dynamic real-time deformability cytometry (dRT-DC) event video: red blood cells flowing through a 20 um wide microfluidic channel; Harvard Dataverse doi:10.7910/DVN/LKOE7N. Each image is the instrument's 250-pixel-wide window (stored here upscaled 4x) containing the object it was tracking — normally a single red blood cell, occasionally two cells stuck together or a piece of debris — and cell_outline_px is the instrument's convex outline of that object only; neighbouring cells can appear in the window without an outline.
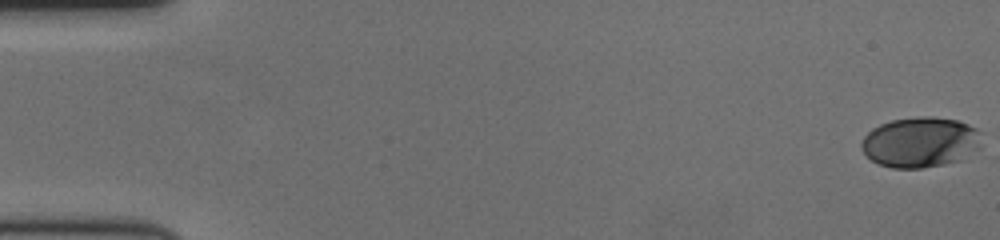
{"species": "human", "species_latin": "Homo sapiens", "temperature_condition": "cold", "stored_images_in_passage": 61, "camera_frame_rate_fps": 3000, "um_per_image_px": 0.085, "donor": {"sex": "female"}, "frame": {"image": 1, "passage_image": 1, "time_ms": 0.0, "image_size_px": [1000, 240], "cell_outline_px": [[984, 132], [980, 148], [964, 160], [944, 164], [920, 168], [892, 168], [880, 164], [872, 160], [860, 148], [860, 144], [864, 136], [872, 128], [880, 124], [892, 120], [920, 116], [932, 116], [956, 120], [968, 124]], "centroid_in_image_um": [78.29, 12.08], "position_along_channel_um": 6.7, "area_um2": 35.84}}
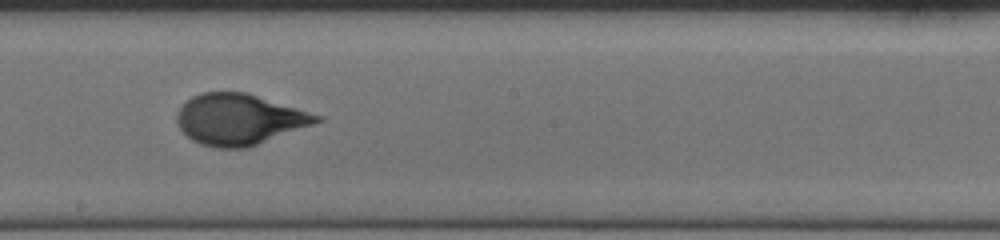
{"frame": {"image": 2, "passage_image": 35, "time_ms": 11.333, "image_size_px": [1000, 240], "cell_outline_px": [[324, 120], [248, 148], [216, 148], [200, 144], [192, 140], [180, 128], [176, 120], [176, 116], [180, 108], [192, 96], [200, 92], [244, 92], [324, 116]], "centroid_in_image_um": [20.34, 10.15], "position_along_channel_um": 227.9, "area_um2": 41.21}}
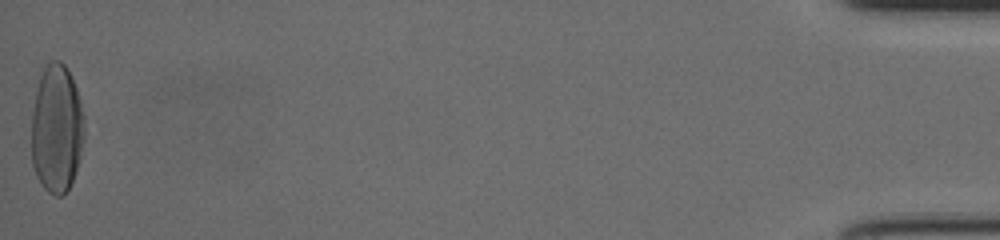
{"frame": {"image": 3, "passage_image": 61, "time_ms": 20.0, "image_size_px": [1000, 240], "cell_outline_px": [[84, 140], [76, 172], [68, 188], [60, 196], [56, 196], [48, 192], [40, 184], [36, 176], [32, 164], [32, 112], [36, 92], [40, 76], [44, 68], [52, 60], [60, 60], [64, 64], [76, 88], [84, 116]], "centroid_in_image_um": [4.81, 10.98], "position_along_channel_um": 430.4, "area_um2": 39.48}, "authors_computed_cell_mechanics": {"area_um2": 39.015, "velocity_mm_per_s": 3.4818, "shape_relaxation_time_tau1_ms": 3.898, "shape_relaxation_time_tau2_ms": null, "deformation_change_tau1": 0.1915, "deformation_change_tau2": null}}